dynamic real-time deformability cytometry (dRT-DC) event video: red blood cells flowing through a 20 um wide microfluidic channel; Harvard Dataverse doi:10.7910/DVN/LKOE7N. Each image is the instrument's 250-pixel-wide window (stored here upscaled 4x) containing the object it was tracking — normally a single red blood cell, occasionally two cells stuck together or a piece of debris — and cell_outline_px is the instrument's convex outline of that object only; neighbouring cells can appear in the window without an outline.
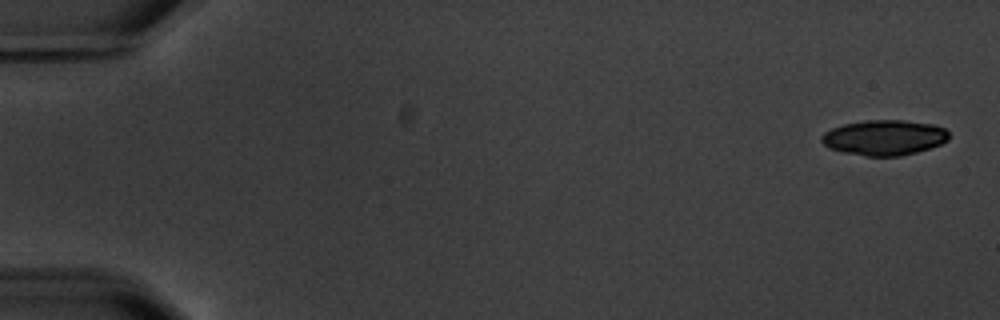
{"species": "common noctule bat (a hibernating species)", "species_latin": "Nyctalus noctula", "temperature_condition": "warm", "stored_images_in_passage": 6, "camera_frame_rate_fps": 3000, "um_per_image_px": 0.085, "animal": {"sex": "male", "body_mass_g": 20.1, "forearm_length_mm": 53.5}, "frame": {"image": 1, "passage_image": 1, "time_ms": 0.0, "image_size_px": [1000, 320], "cell_outline_px": [[948, 140], [940, 144], [916, 152], [900, 156], [864, 156], [844, 152], [828, 148], [820, 140], [820, 136], [824, 132], [832, 128], [844, 124], [864, 120], [904, 120], [932, 124], [944, 128], [948, 132]], "centroid_in_image_um": [75.13, 11.69], "position_along_channel_um": 9.9, "area_um2": 26.18}}
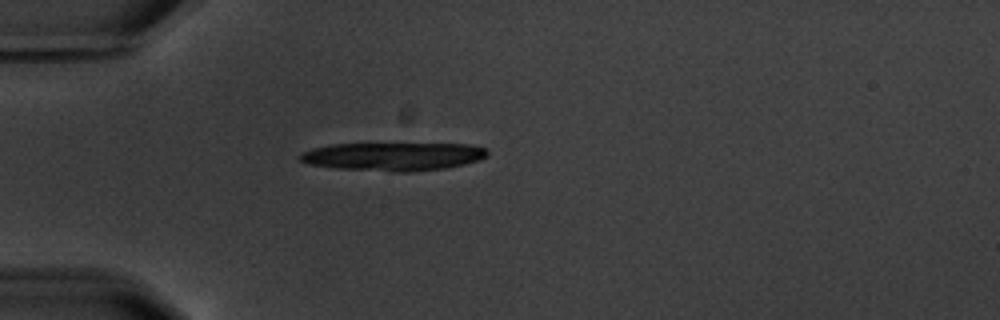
{"frame": {"image": 2, "passage_image": 5, "time_ms": 5.0, "image_size_px": [1000, 320], "cell_outline_px": [[488, 156], [480, 160], [464, 164], [444, 168], [408, 172], [392, 172], [336, 168], [308, 164], [300, 160], [296, 156], [300, 152], [312, 148], [332, 144], [472, 144], [488, 148]], "centroid_in_image_um": [33.42, 13.3], "position_along_channel_um": 51.6, "area_um2": 31.15}}